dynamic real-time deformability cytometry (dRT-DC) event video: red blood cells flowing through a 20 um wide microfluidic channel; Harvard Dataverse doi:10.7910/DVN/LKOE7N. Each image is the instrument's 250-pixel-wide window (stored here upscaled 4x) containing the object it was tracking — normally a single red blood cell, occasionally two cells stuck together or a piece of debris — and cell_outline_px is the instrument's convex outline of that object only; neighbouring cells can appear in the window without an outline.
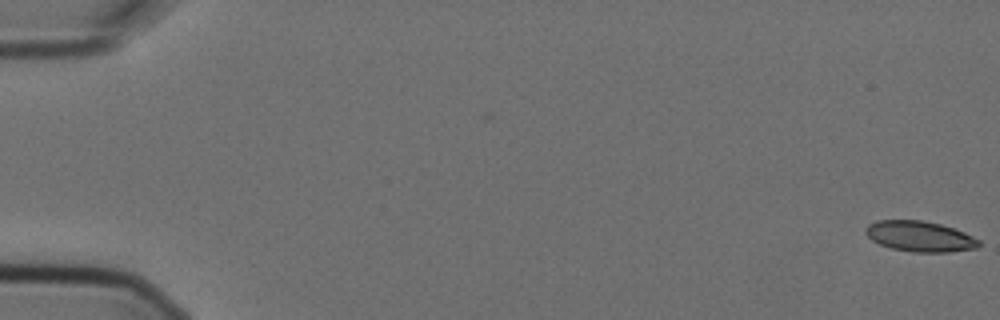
{"species": "Egyptian fruit bat (a non-hibernating species)", "species_latin": "Rousettus aegyptiacus", "temperature_condition": "cold", "stored_images_in_passage": 2, "camera_frame_rate_fps": 3000, "um_per_image_px": 0.085, "animal": {"sex": "female"}, "frame": {"image": 1, "passage_image": 2, "time_ms": 0.333, "image_size_px": [1000, 320], "cell_outline_px": [[980, 244], [976, 248], [948, 252], [912, 252], [892, 248], [880, 244], [872, 240], [864, 232], [864, 228], [868, 224], [876, 220], [924, 220], [940, 224], [964, 232], [980, 240]], "centroid_in_image_um": [78.16, 20.08], "position_along_channel_um": 6.8, "area_um2": 20.17}}